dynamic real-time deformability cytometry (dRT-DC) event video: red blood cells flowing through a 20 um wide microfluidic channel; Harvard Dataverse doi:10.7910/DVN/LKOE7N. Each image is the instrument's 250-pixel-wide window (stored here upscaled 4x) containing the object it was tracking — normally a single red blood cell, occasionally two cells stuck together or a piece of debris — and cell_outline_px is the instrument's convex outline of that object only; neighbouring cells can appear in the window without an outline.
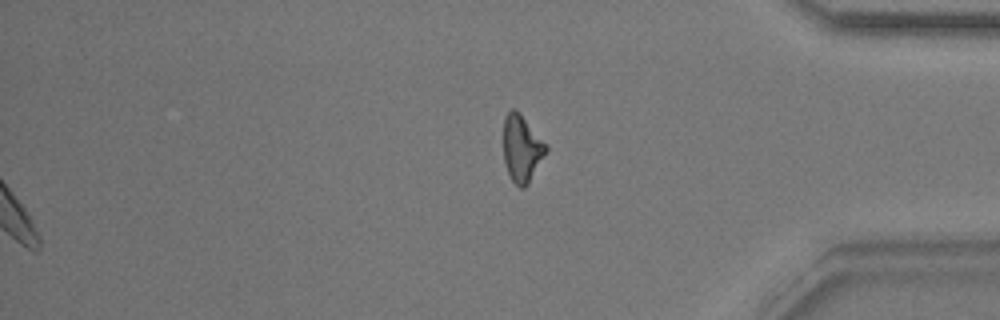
{"species": "common noctule bat (a hibernating species)", "species_latin": "Nyctalus noctula", "temperature_condition": "warm", "stored_images_in_passage": 52, "camera_frame_rate_fps": 3000, "um_per_image_px": 0.085, "animal": {"sex": "male", "body_mass_g": 17.9}, "frame": {"image": 1, "passage_image": 52, "time_ms": 17.0, "image_size_px": [1000, 320], "cell_outline_px": [[548, 152], [528, 184], [524, 188], [520, 188], [512, 180], [508, 172], [504, 160], [504, 116], [512, 108], [516, 108], [520, 112], [548, 144]], "centroid_in_image_um": [44.39, 12.59], "position_along_channel_um": 390.8, "area_um2": 16.94}, "authors_computed_cell_mechanics": {"area_um2": 18.5538, "velocity_mm_per_s": 3.8072, "shape_relaxation_time_tau1_ms": 1.7716, "shape_relaxation_time_tau2_ms": 4.1905, "deformation_change_tau1": 0.0769, "deformation_change_tau2": 0.1074}}